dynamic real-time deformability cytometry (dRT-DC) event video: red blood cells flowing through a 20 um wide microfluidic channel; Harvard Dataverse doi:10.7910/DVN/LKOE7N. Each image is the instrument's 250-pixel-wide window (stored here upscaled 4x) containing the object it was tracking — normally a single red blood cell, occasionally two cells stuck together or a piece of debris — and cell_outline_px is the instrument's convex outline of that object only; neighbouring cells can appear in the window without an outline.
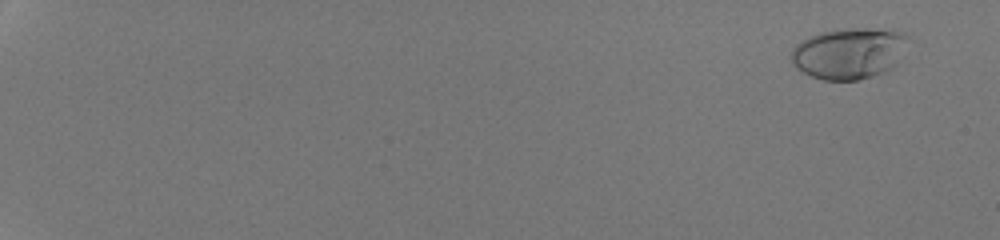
{"species": "human", "species_latin": "Homo sapiens", "temperature_condition": "room temperature", "stored_images_in_passage": 54, "camera_frame_rate_fps": 3000, "um_per_image_px": 0.085, "donor": {"sex": "male"}, "frame": {"image": 1, "passage_image": 4, "time_ms": 1.0, "image_size_px": [1000, 240], "cell_outline_px": [[908, 36], [896, 64], [892, 68], [884, 72], [872, 76], [856, 80], [824, 80], [812, 76], [796, 68], [792, 60], [792, 48], [800, 40], [808, 36], [820, 32], [848, 28], [892, 28], [904, 32]], "centroid_in_image_um": [72.17, 4.5], "position_along_channel_um": 12.8, "area_um2": 34.91}}
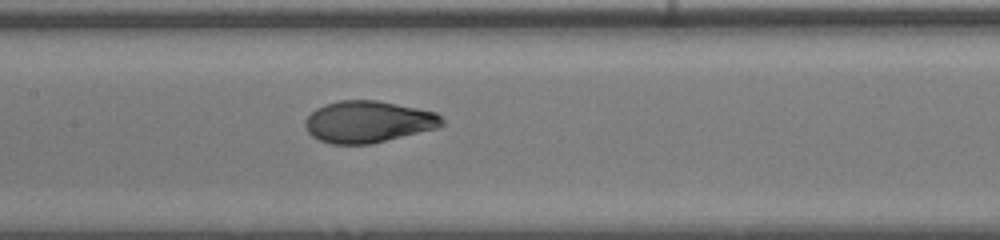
{"frame": {"image": 2, "passage_image": 32, "time_ms": 10.333, "image_size_px": [1000, 240], "cell_outline_px": [[444, 124], [436, 128], [372, 144], [332, 144], [320, 140], [312, 136], [308, 132], [304, 124], [304, 120], [316, 108], [324, 104], [340, 100], [376, 100], [436, 112], [444, 120]], "centroid_in_image_um": [31.27, 10.35], "position_along_channel_um": 176.1, "area_um2": 33.18}}
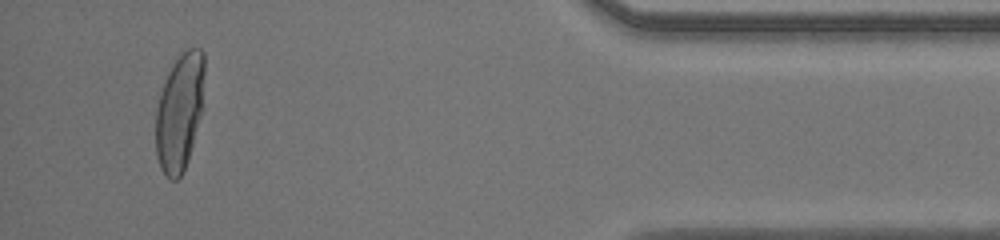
{"frame": {"image": 3, "passage_image": 52, "time_ms": 17.0, "image_size_px": [1000, 240], "cell_outline_px": [[204, 72], [200, 112], [188, 160], [184, 172], [176, 180], [172, 180], [160, 168], [156, 156], [156, 108], [160, 92], [164, 80], [172, 64], [188, 48], [200, 48], [204, 52]], "centroid_in_image_um": [15.23, 9.51], "position_along_channel_um": 420.0, "area_um2": 32.77}, "authors_computed_cell_mechanics": {"area_um2": 33.0327, "velocity_mm_per_s": 4.2983, "shape_relaxation_time_tau1_ms": 6.2993, "shape_relaxation_time_tau2_ms": null, "deformation_change_tau1": 0.2832, "deformation_change_tau2": null}}